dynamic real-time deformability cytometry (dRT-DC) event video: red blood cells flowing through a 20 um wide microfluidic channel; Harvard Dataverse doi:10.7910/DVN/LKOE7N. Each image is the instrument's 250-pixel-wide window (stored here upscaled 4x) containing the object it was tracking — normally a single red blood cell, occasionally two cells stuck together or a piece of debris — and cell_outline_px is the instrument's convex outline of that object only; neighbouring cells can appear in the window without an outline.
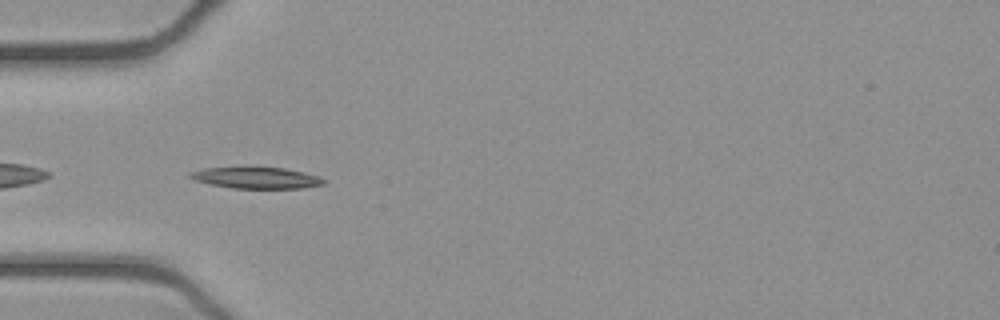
{"species": "common noctule bat (a hibernating species)", "species_latin": "Nyctalus noctula", "temperature_condition": "cold", "stored_images_in_passage": 38, "camera_frame_rate_fps": 3000, "um_per_image_px": 0.085, "animal": {"sex": "female", "body_mass_g": 21.9}, "frame": {"image": 1, "passage_image": 2, "time_ms": 0.333, "image_size_px": [1000, 320], "cell_outline_px": [[324, 184], [304, 188], [232, 188], [208, 184], [192, 180], [188, 176], [188, 172], [204, 168], [284, 168], [304, 172], [316, 176], [324, 180]], "centroid_in_image_um": [21.72, 15.13], "position_along_channel_um": 63.3, "area_um2": 16.42}}
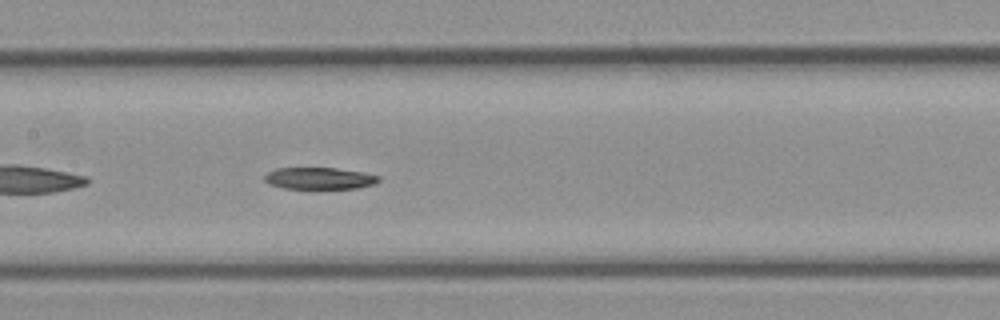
{"frame": {"image": 2, "passage_image": 11, "time_ms": 3.333, "image_size_px": [1000, 320], "cell_outline_px": [[380, 180], [376, 184], [356, 188], [316, 192], [284, 188], [268, 184], [264, 180], [264, 176], [268, 172], [276, 168], [336, 168], [360, 172], [380, 176]], "centroid_in_image_um": [27.13, 15.22], "position_along_channel_um": 180.3, "area_um2": 15.43}}
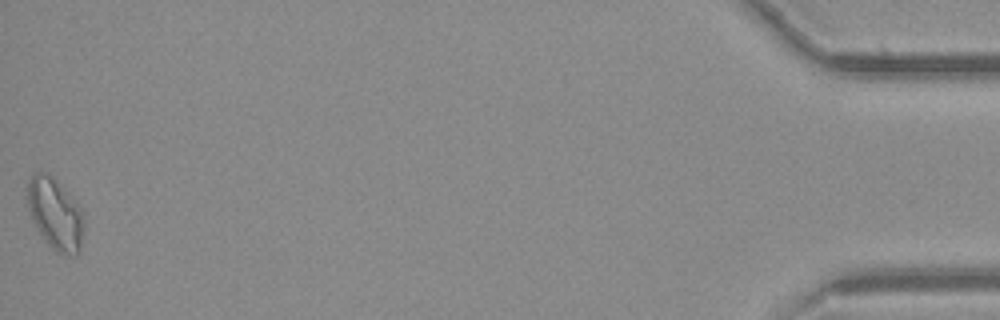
{"frame": {"image": 3, "passage_image": 38, "time_ms": 12.333, "image_size_px": [1000, 320], "cell_outline_px": [[84, 228], [80, 252], [76, 256], [64, 256], [56, 252], [48, 244], [32, 220], [24, 196], [28, 180], [32, 172], [48, 172], [64, 188], [80, 208], [84, 220]], "centroid_in_image_um": [4.67, 18.18], "position_along_channel_um": 430.5, "area_um2": 24.04}, "authors_computed_cell_mechanics": {"area_um2": 16.3863, "velocity_mm_per_s": 3.9106, "shape_relaxation_time_tau1_ms": 3.5582, "shape_relaxation_time_tau2_ms": null, "deformation_change_tau1": 0.1367, "deformation_change_tau2": null}}